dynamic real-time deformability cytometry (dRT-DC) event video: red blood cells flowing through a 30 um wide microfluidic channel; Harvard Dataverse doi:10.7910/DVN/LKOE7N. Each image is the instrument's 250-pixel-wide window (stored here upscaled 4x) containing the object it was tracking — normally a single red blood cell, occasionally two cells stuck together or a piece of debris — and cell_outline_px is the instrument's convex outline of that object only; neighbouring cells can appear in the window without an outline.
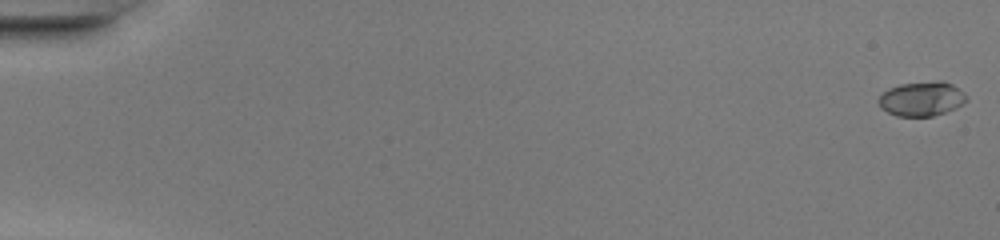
{"species": "common noctule bat (a hibernating species)", "species_latin": "Nyctalus noctula", "temperature_condition": "warm", "stored_images_in_passage": 50, "camera_frame_rate_fps": 3000, "um_per_image_px": 0.085, "animal": {"sex": "female", "body_mass_g": 20.0, "forearm_length_mm": 54.0}, "frame": {"image": 1, "passage_image": 1, "time_ms": 0.0, "image_size_px": [1000, 240], "cell_outline_px": [[968, 100], [964, 104], [956, 108], [932, 116], [896, 116], [880, 108], [880, 96], [888, 88], [900, 84], [940, 80], [944, 80], [952, 84], [964, 92], [968, 96]], "centroid_in_image_um": [78.39, 8.39], "position_along_channel_um": 6.6, "area_um2": 17.74}}
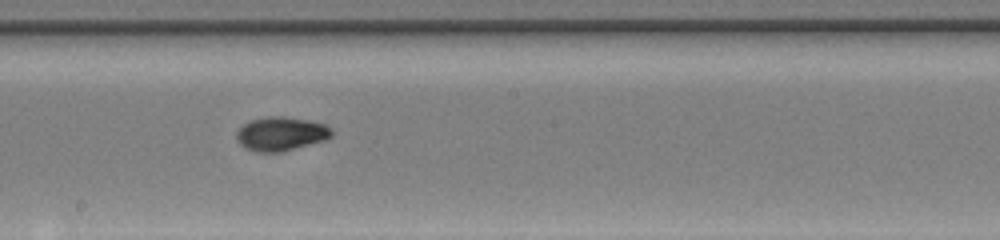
{"frame": {"image": 2, "passage_image": 29, "time_ms": 9.333, "image_size_px": [1000, 240], "cell_outline_px": [[332, 136], [324, 140], [280, 152], [256, 152], [244, 148], [236, 140], [236, 132], [244, 124], [252, 120], [268, 116], [284, 116], [308, 120], [324, 124], [332, 128]], "centroid_in_image_um": [23.86, 11.37], "position_along_channel_um": 224.3, "area_um2": 18.73}}
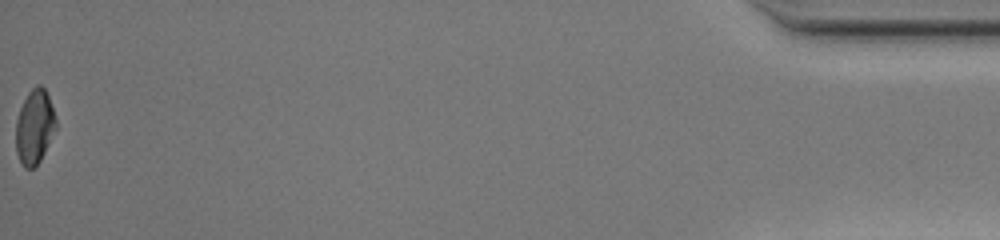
{"frame": {"image": 3, "passage_image": 50, "time_ms": 16.333, "image_size_px": [1000, 240], "cell_outline_px": [[56, 128], [40, 160], [32, 168], [24, 168], [16, 152], [16, 120], [20, 108], [28, 92], [36, 84], [40, 84], [44, 88], [48, 96], [56, 120]], "centroid_in_image_um": [2.92, 10.76], "position_along_channel_um": 432.3, "area_um2": 17.11}, "authors_computed_cell_mechanics": {"area_um2": 17.5712, "velocity_mm_per_s": 4.2846, "shape_relaxation_time_tau1_ms": 3.2504, "shape_relaxation_time_tau2_ms": 1.7227, "deformation_change_tau1": 0.1861, "deformation_change_tau2": 0.052}}